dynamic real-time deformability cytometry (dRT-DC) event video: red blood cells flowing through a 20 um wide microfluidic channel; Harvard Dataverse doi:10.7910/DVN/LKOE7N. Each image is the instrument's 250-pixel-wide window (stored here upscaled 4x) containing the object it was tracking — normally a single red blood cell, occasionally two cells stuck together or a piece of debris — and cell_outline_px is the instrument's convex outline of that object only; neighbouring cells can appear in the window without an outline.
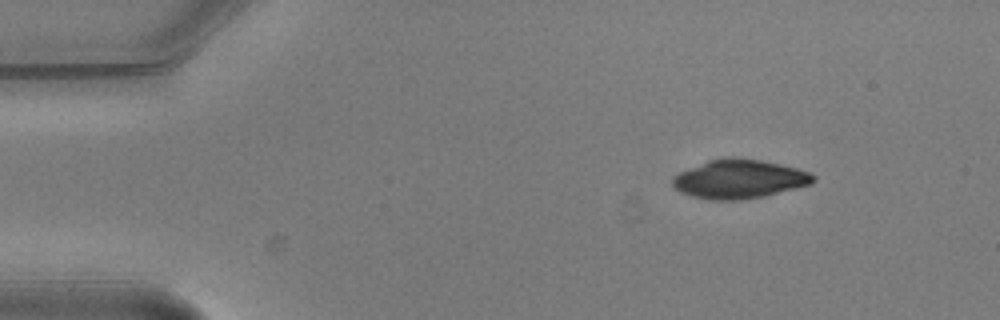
{"species": "common noctule bat (a hibernating species)", "species_latin": "Nyctalus noctula", "temperature_condition": "warm", "stored_images_in_passage": 3, "camera_frame_rate_fps": 3000, "um_per_image_px": 0.085, "animal": {"sex": "male", "body_mass_g": 20.5, "forearm_length_mm": 52.5}, "frame": {"image": 1, "passage_image": 1, "time_ms": 0.0, "image_size_px": [1000, 320], "cell_outline_px": [[816, 180], [812, 184], [764, 196], [740, 200], [712, 200], [692, 196], [680, 192], [672, 184], [672, 176], [680, 172], [708, 160], [732, 156], [736, 156], [760, 160], [780, 164], [796, 168], [808, 172], [816, 176]], "centroid_in_image_um": [62.84, 15.21], "position_along_channel_um": 22.2, "area_um2": 31.91}}